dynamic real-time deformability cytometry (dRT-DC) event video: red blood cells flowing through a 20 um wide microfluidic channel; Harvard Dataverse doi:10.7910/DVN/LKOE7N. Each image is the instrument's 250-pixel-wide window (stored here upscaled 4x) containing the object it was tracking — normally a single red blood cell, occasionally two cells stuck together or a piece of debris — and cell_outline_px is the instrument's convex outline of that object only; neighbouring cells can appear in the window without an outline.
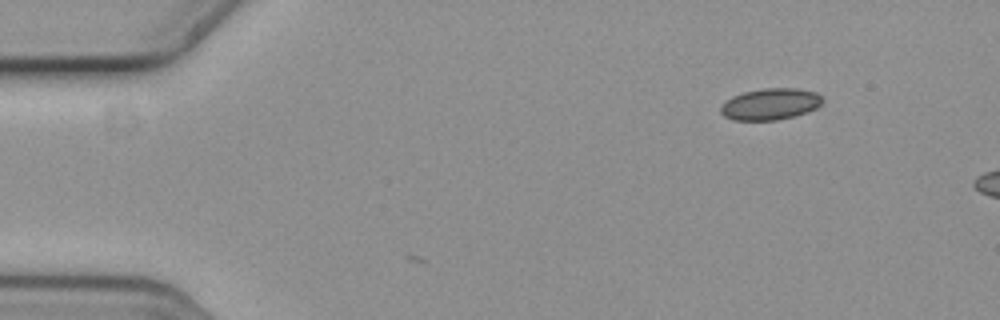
{"species": "common noctule bat (a hibernating species)", "species_latin": "Nyctalus noctula", "temperature_condition": "cold", "stored_images_in_passage": 3, "camera_frame_rate_fps": 3000, "um_per_image_px": 0.085, "animal": {"sex": "female", "body_mass_g": 19.3, "forearm_length_mm": 54.1}, "frame": {"image": 1, "passage_image": 1, "time_ms": 0.0, "image_size_px": [1000, 320], "cell_outline_px": [[824, 100], [816, 108], [808, 112], [776, 120], [732, 120], [724, 116], [720, 112], [720, 104], [724, 100], [732, 96], [744, 92], [764, 88], [796, 88], [816, 92], [824, 96]], "centroid_in_image_um": [65.46, 8.84], "position_along_channel_um": 19.5, "area_um2": 18.9}}